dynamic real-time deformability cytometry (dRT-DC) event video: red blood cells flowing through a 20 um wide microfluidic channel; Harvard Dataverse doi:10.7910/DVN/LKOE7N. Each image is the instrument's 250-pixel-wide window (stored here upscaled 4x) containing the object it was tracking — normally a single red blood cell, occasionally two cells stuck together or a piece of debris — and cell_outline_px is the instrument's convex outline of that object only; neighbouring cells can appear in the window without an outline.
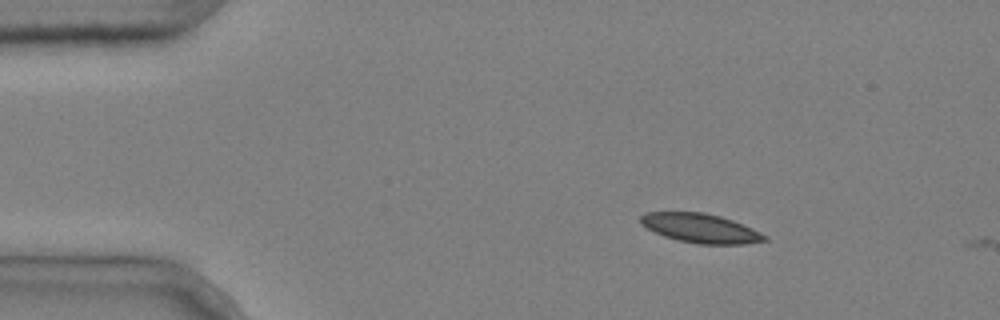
{"species": "common noctule bat (a hibernating species)", "species_latin": "Nyctalus noctula", "temperature_condition": "cold", "stored_images_in_passage": 2, "camera_frame_rate_fps": 3000, "um_per_image_px": 0.085, "animal": {"sex": "male", "body_mass_g": 20.4}, "frame": {"image": 1, "passage_image": 1, "time_ms": 0.0, "image_size_px": [1000, 320], "cell_outline_px": [[768, 240], [744, 244], [696, 244], [664, 236], [640, 224], [640, 216], [644, 212], [704, 212], [720, 216], [732, 220], [752, 228], [768, 236]], "centroid_in_image_um": [59.55, 19.39], "position_along_channel_um": 25.4, "area_um2": 21.04}}